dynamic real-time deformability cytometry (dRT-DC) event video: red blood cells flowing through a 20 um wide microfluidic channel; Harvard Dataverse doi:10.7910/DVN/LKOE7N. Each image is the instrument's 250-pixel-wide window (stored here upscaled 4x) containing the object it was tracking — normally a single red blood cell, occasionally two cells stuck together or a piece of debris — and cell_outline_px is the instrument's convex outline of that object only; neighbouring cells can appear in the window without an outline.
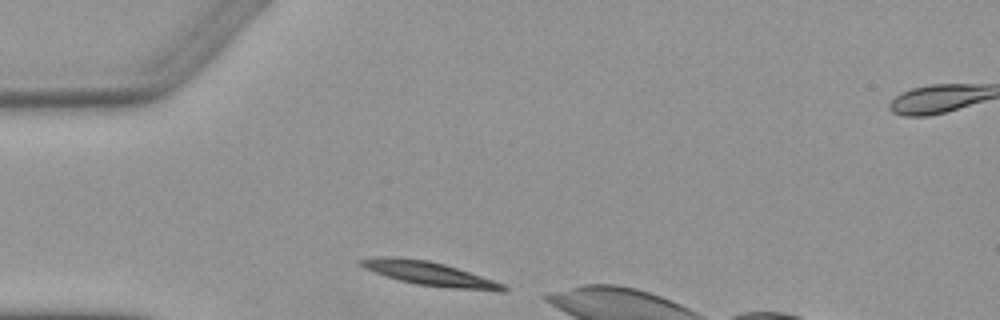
{"species": "Egyptian fruit bat (a non-hibernating species)", "species_latin": "Rousettus aegyptiacus", "temperature_condition": "warm", "stored_images_in_passage": 6, "camera_frame_rate_fps": 3000, "um_per_image_px": 0.085, "animal": {"sex": "female"}, "frame": {"image": 1, "passage_image": 1, "time_ms": 0.0, "image_size_px": [1000, 320], "cell_outline_px": [[508, 288], [504, 292], [496, 292], [452, 288], [416, 284], [384, 276], [356, 264], [356, 260], [376, 256], [400, 256], [428, 260], [444, 264], [504, 284]], "centroid_in_image_um": [36.45, 23.25], "position_along_channel_um": 48.6, "area_um2": 20.0}}
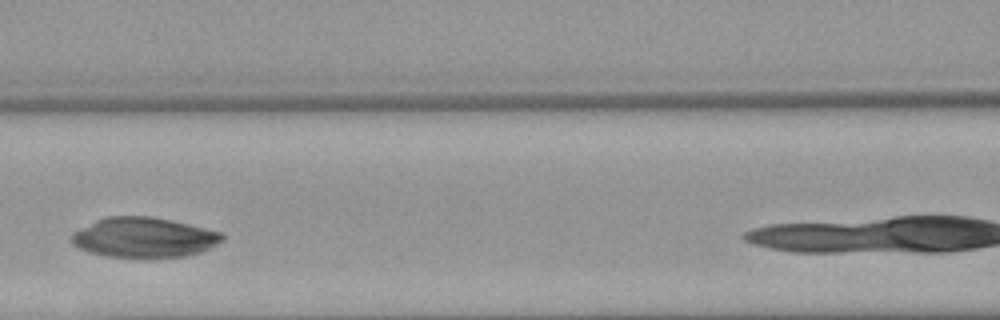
{"frame": {"image": 2, "passage_image": 4, "time_ms": 4.667, "image_size_px": [1000, 320], "cell_outline_px": [[224, 240], [200, 252], [188, 256], [104, 256], [88, 252], [72, 244], [72, 232], [104, 216], [152, 216], [172, 220], [220, 232], [224, 236]], "centroid_in_image_um": [12.21, 20.16], "position_along_channel_um": 154.4, "area_um2": 34.74}}
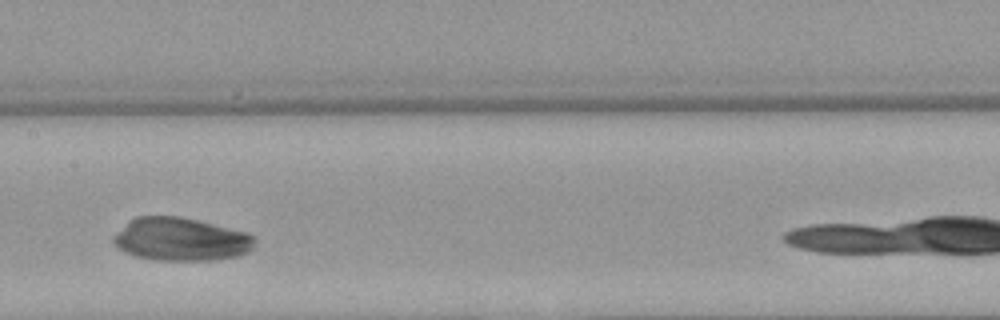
{"frame": {"image": 3, "passage_image": 5, "time_ms": 5.667, "image_size_px": [1000, 320], "cell_outline_px": [[256, 244], [248, 252], [240, 256], [216, 260], [156, 260], [136, 256], [124, 252], [116, 248], [112, 240], [112, 236], [128, 220], [136, 216], [180, 216], [248, 232], [256, 236]], "centroid_in_image_um": [15.38, 20.34], "position_along_channel_um": 192.0, "area_um2": 36.07}}